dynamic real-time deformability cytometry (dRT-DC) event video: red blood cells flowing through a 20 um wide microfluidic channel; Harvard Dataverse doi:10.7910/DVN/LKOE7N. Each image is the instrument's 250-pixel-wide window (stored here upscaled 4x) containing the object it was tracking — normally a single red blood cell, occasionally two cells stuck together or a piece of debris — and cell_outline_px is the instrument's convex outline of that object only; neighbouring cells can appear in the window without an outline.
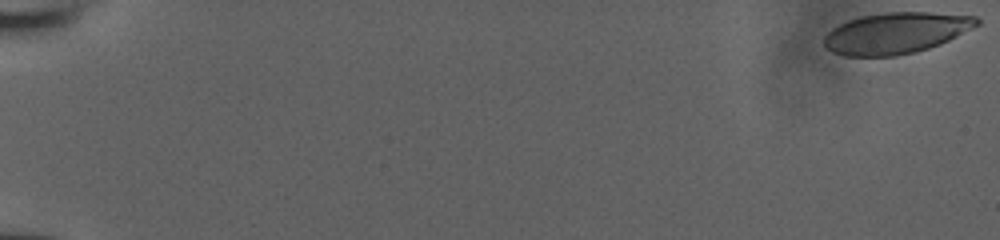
{"species": "human", "species_latin": "Homo sapiens", "temperature_condition": "room temperature", "stored_images_in_passage": 12, "camera_frame_rate_fps": 3000, "um_per_image_px": 0.085, "donor": {"sex": "male"}, "frame": {"image": 1, "passage_image": 1, "time_ms": 0.0, "image_size_px": [1000, 240], "cell_outline_px": [[980, 24], [940, 44], [928, 48], [896, 56], [844, 56], [832, 52], [824, 44], [824, 36], [832, 28], [848, 20], [860, 16], [884, 12], [928, 12], [976, 16], [980, 20]], "centroid_in_image_um": [76.14, 2.8], "position_along_channel_um": 8.9, "area_um2": 36.53}}